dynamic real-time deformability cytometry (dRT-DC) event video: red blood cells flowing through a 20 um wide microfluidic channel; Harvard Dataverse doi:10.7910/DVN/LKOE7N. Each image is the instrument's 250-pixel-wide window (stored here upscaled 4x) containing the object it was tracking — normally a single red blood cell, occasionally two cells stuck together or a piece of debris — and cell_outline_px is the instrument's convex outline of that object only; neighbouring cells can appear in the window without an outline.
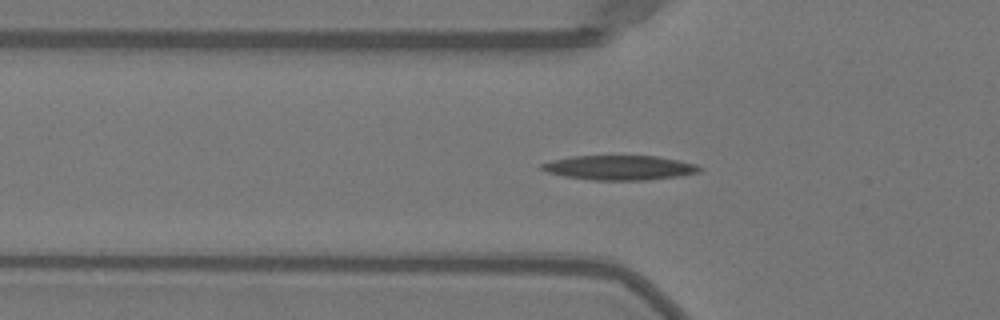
{"species": "Egyptian fruit bat (a non-hibernating species)", "species_latin": "Rousettus aegyptiacus", "temperature_condition": "warm", "stored_images_in_passage": 34, "camera_frame_rate_fps": 3000, "um_per_image_px": 0.085, "animal": {"sex": "female"}, "frame": {"image": 1, "passage_image": 2, "time_ms": 0.333, "image_size_px": [1000, 320], "cell_outline_px": [[704, 168], [700, 172], [680, 176], [644, 180], [592, 180], [564, 176], [548, 172], [540, 168], [540, 164], [552, 160], [572, 156], [656, 156], [696, 164]], "centroid_in_image_um": [52.67, 14.25], "position_along_channel_um": 73.1, "area_um2": 22.54}}
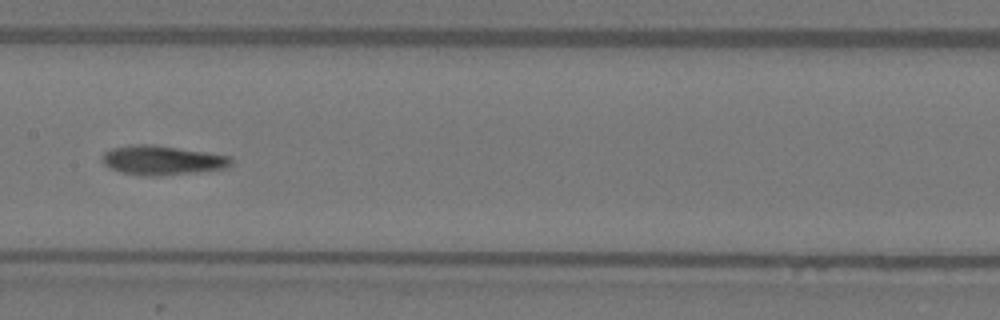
{"frame": {"image": 2, "passage_image": 11, "time_ms": 3.333, "image_size_px": [1000, 320], "cell_outline_px": [[232, 164], [228, 168], [160, 176], [140, 176], [120, 172], [104, 164], [104, 152], [112, 148], [136, 144], [152, 144], [208, 152], [232, 156]], "centroid_in_image_um": [13.84, 13.62], "position_along_channel_um": 193.6, "area_um2": 22.08}}
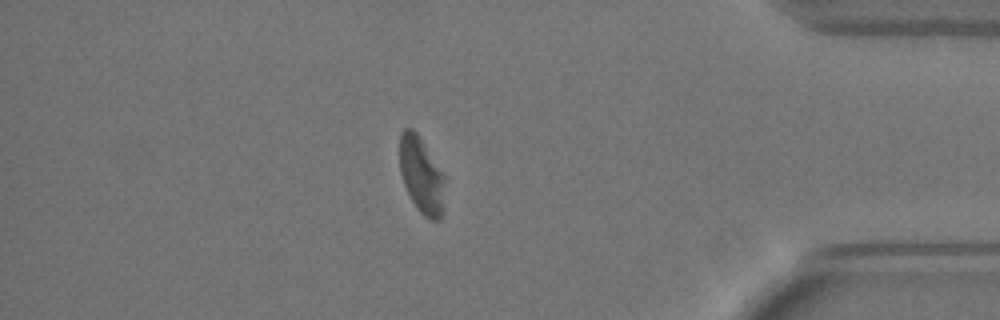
{"frame": {"image": 3, "passage_image": 29, "time_ms": 9.333, "image_size_px": [1000, 320], "cell_outline_px": [[444, 212], [440, 220], [432, 220], [424, 216], [416, 208], [404, 184], [400, 172], [400, 132], [404, 128], [412, 128], [416, 132], [444, 176]], "centroid_in_image_um": [35.82, 14.94], "position_along_channel_um": 399.4, "area_um2": 19.88}}